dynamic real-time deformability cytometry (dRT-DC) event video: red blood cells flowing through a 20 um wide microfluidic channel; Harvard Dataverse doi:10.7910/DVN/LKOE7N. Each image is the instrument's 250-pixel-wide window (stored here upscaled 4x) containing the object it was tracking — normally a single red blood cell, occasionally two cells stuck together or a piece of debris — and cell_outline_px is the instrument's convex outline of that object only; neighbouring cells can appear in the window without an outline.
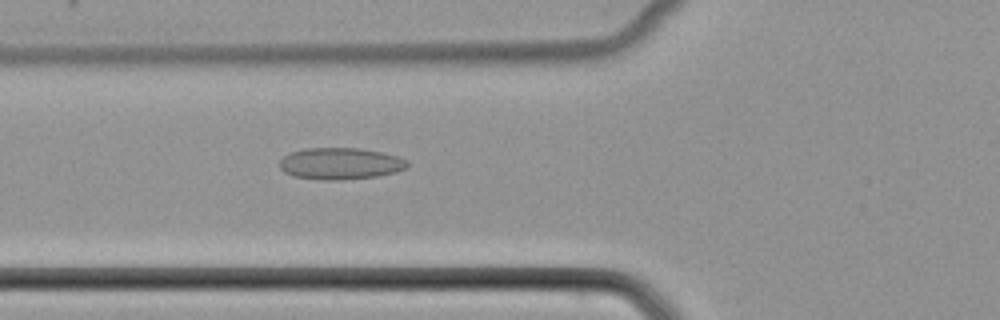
{"species": "common noctule bat (a hibernating species)", "species_latin": "Nyctalus noctula", "temperature_condition": "cold", "stored_images_in_passage": 39, "camera_frame_rate_fps": 3000, "um_per_image_px": 0.085, "animal": {"sex": "female", "body_mass_g": 22.7, "forearm_length_mm": 54.2}, "frame": {"image": 1, "passage_image": 7, "time_ms": 2.0, "image_size_px": [1000, 320], "cell_outline_px": [[408, 164], [404, 168], [396, 172], [376, 176], [336, 180], [324, 180], [292, 176], [284, 172], [280, 168], [280, 160], [284, 156], [292, 152], [304, 148], [356, 148], [380, 152], [396, 156], [408, 160]], "centroid_in_image_um": [28.89, 13.9], "position_along_channel_um": 96.9, "area_um2": 23.35}}
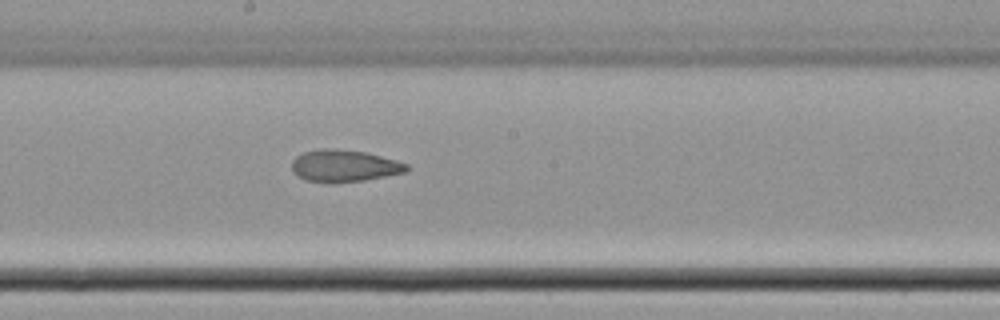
{"frame": {"image": 2, "passage_image": 16, "time_ms": 5.0, "image_size_px": [1000, 320], "cell_outline_px": [[412, 168], [404, 172], [364, 180], [332, 184], [324, 184], [304, 180], [292, 172], [292, 160], [296, 156], [304, 152], [320, 148], [328, 148], [364, 152], [396, 160], [408, 164]], "centroid_in_image_um": [29.21, 14.12], "position_along_channel_um": 219.0, "area_um2": 21.68}}
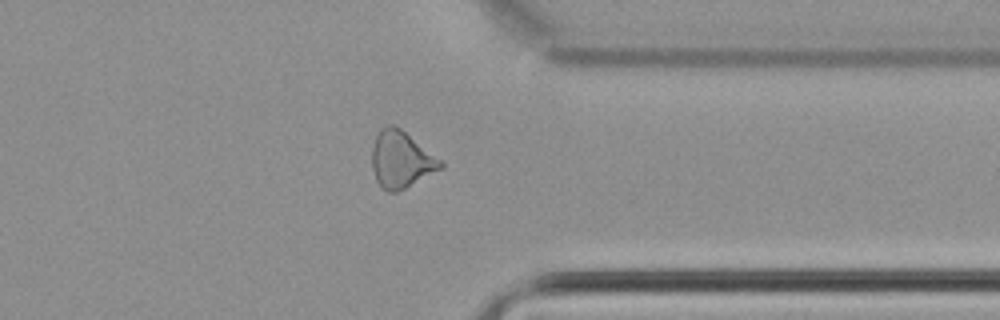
{"frame": {"image": 3, "passage_image": 28, "time_ms": 9.0, "image_size_px": [1000, 320], "cell_outline_px": [[444, 168], [396, 192], [388, 192], [376, 180], [372, 168], [372, 148], [376, 136], [388, 124], [392, 124], [400, 128], [440, 160], [444, 164]], "centroid_in_image_um": [34.09, 13.58], "position_along_channel_um": 377.3, "area_um2": 22.14}}